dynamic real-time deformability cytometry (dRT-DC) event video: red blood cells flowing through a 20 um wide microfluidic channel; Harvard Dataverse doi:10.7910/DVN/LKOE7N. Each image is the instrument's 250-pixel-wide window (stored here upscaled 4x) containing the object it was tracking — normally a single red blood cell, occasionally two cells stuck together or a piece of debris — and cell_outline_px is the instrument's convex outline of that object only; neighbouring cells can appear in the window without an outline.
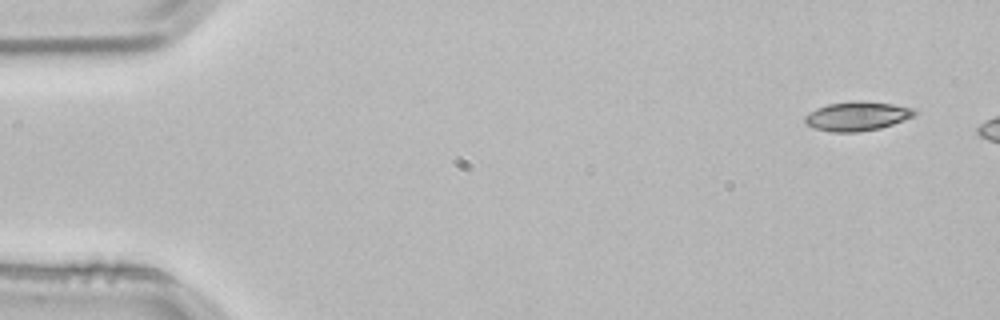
{"species": "common noctule bat (a hibernating species)", "species_latin": "Nyctalus noctula", "temperature_condition": "room temperature", "stored_images_in_passage": 3, "camera_frame_rate_fps": 3000, "um_per_image_px": 0.085, "animal": {"sex": "male", "body_mass_g": 21.5, "forearm_length_mm": 52.0}, "frame": {"image": 1, "passage_image": 1, "time_ms": 0.0, "image_size_px": [1000, 320], "cell_outline_px": [[920, 112], [916, 116], [880, 128], [856, 132], [832, 132], [816, 128], [808, 124], [804, 120], [804, 116], [808, 112], [816, 108], [828, 104], [892, 104], [912, 108]], "centroid_in_image_um": [72.87, 9.92], "position_along_channel_um": 12.1, "area_um2": 17.69}}